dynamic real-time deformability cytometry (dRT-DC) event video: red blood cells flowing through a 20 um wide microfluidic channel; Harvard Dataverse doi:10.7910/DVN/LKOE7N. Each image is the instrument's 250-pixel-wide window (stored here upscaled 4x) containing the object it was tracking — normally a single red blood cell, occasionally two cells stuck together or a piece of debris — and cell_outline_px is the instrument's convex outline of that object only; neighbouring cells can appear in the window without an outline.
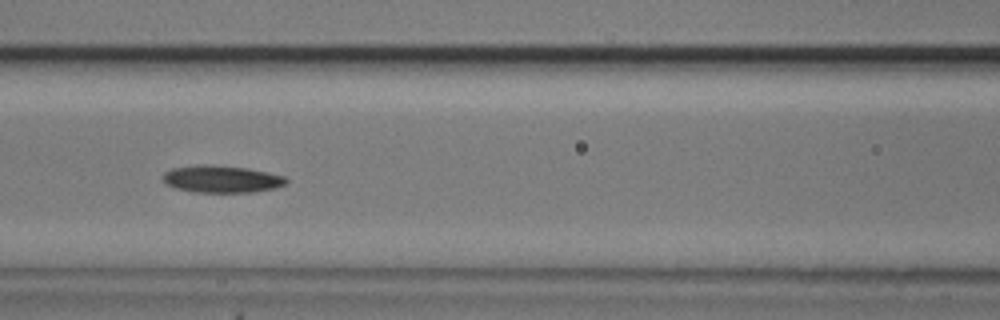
{"species": "common noctule bat (a hibernating species)", "species_latin": "Nyctalus noctula", "temperature_condition": "cold", "stored_images_in_passage": 22, "camera_frame_rate_fps": 3000, "um_per_image_px": 0.085, "animal": {"sex": "male", "body_mass_g": 20.5, "forearm_length_mm": 52.5}, "frame": {"image": 1, "passage_image": 10, "time_ms": 3.0, "image_size_px": [1000, 320], "cell_outline_px": [[288, 184], [276, 188], [252, 192], [192, 192], [176, 188], [164, 184], [160, 176], [164, 172], [172, 168], [196, 164], [212, 164], [248, 168], [268, 172], [284, 176], [288, 180]], "centroid_in_image_um": [18.8, 15.21], "position_along_channel_um": 147.8, "area_um2": 20.0}}